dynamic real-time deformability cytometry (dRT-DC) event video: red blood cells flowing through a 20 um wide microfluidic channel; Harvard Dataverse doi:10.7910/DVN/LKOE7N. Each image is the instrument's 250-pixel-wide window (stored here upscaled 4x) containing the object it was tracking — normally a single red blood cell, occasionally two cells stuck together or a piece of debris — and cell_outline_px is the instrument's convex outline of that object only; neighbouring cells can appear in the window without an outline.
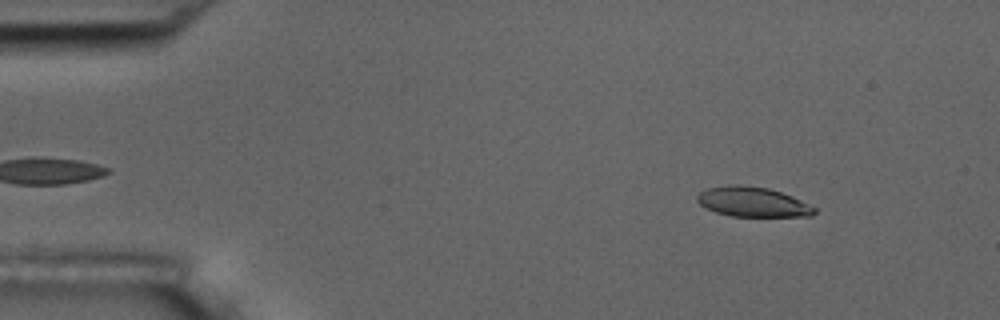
{"species": "common noctule bat (a hibernating species)", "species_latin": "Nyctalus noctula", "temperature_condition": "room temperature", "stored_images_in_passage": 6, "camera_frame_rate_fps": 3000, "um_per_image_px": 0.085, "animal": {"sex": "male", "body_mass_g": 17.5, "forearm_length_mm": 52.3}, "frame": {"image": 1, "passage_image": 1, "time_ms": 0.0, "image_size_px": [1000, 320], "cell_outline_px": [[816, 212], [812, 216], [732, 216], [716, 212], [700, 204], [696, 200], [696, 196], [700, 192], [708, 188], [732, 184], [740, 184], [768, 188], [792, 196], [816, 208]], "centroid_in_image_um": [63.97, 17.16], "position_along_channel_um": 21.0, "area_um2": 20.23}}
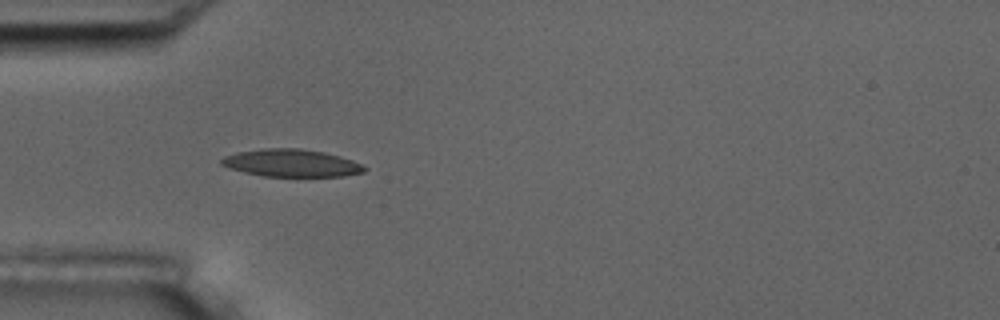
{"frame": {"image": 2, "passage_image": 4, "time_ms": 3.333, "image_size_px": [1000, 320], "cell_outline_px": [[368, 168], [364, 172], [344, 176], [264, 176], [244, 172], [228, 168], [220, 164], [220, 160], [224, 156], [236, 152], [264, 148], [300, 148], [324, 152], [340, 156], [352, 160]], "centroid_in_image_um": [24.75, 13.85], "position_along_channel_um": 60.3, "area_um2": 22.95}}